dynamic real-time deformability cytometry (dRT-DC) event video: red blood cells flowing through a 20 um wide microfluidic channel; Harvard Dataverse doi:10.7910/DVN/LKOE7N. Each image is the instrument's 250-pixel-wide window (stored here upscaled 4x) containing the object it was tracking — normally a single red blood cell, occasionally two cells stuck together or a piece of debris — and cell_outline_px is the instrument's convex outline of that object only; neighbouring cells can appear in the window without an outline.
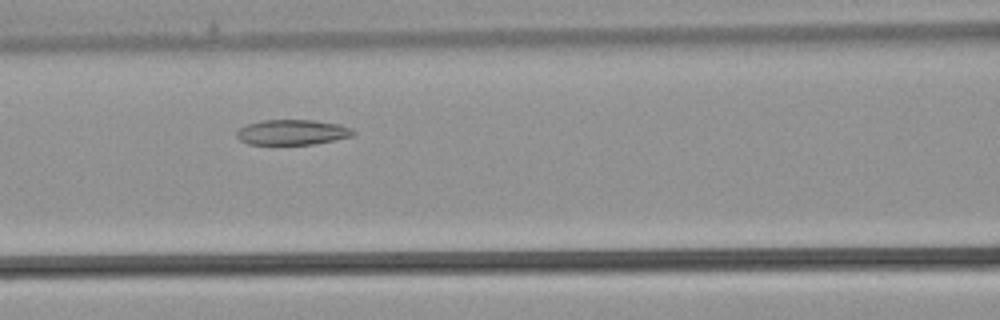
{"species": "common noctule bat (a hibernating species)", "species_latin": "Nyctalus noctula", "temperature_condition": "warm", "stored_images_in_passage": 32, "camera_frame_rate_fps": 3000, "um_per_image_px": 0.085, "animal": {"sex": "male", "body_mass_g": 21.5, "forearm_length_mm": 52.0}, "frame": {"image": 1, "passage_image": 11, "time_ms": 3.333, "image_size_px": [1000, 320], "cell_outline_px": [[356, 136], [312, 144], [248, 144], [240, 140], [236, 136], [236, 132], [240, 128], [248, 124], [264, 120], [312, 120], [340, 124], [352, 128], [356, 132]], "centroid_in_image_um": [24.89, 11.24], "position_along_channel_um": 141.7, "area_um2": 17.17}}
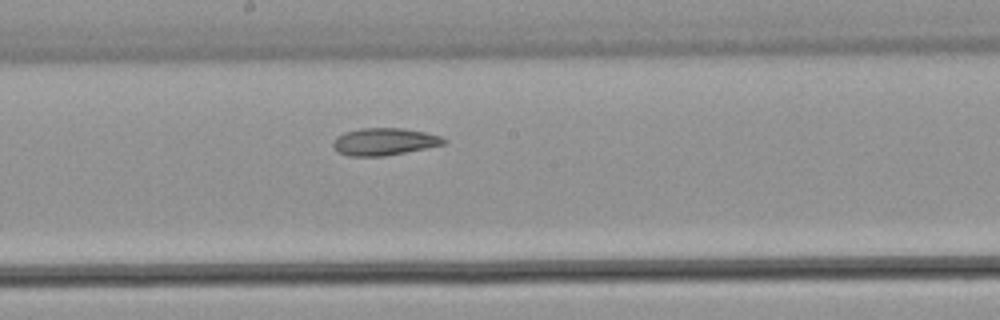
{"frame": {"image": 2, "passage_image": 15, "time_ms": 4.667, "image_size_px": [1000, 320], "cell_outline_px": [[448, 140], [444, 144], [384, 156], [348, 156], [336, 152], [332, 144], [344, 132], [360, 128], [400, 128], [424, 132], [440, 136]], "centroid_in_image_um": [32.64, 12.04], "position_along_channel_um": 215.6, "area_um2": 17.34}}
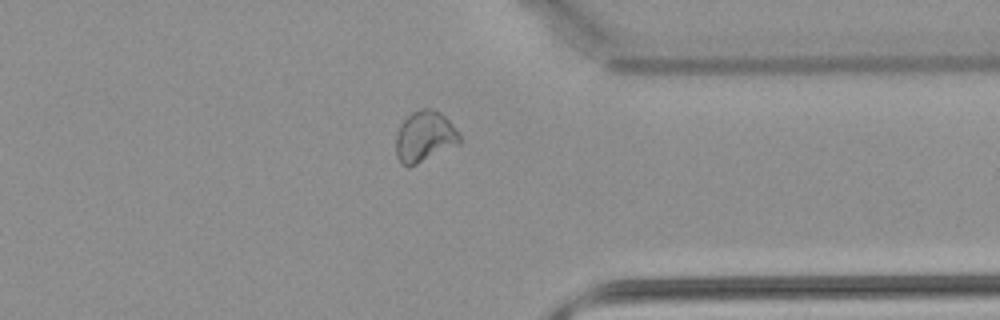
{"frame": {"image": 3, "passage_image": 24, "time_ms": 7.667, "image_size_px": [1000, 320], "cell_outline_px": [[460, 144], [416, 164], [400, 164], [396, 156], [396, 136], [400, 124], [412, 112], [420, 108], [432, 108], [440, 112], [452, 124], [460, 136]], "centroid_in_image_um": [36.09, 11.59], "position_along_channel_um": 375.3, "area_um2": 18.73}}